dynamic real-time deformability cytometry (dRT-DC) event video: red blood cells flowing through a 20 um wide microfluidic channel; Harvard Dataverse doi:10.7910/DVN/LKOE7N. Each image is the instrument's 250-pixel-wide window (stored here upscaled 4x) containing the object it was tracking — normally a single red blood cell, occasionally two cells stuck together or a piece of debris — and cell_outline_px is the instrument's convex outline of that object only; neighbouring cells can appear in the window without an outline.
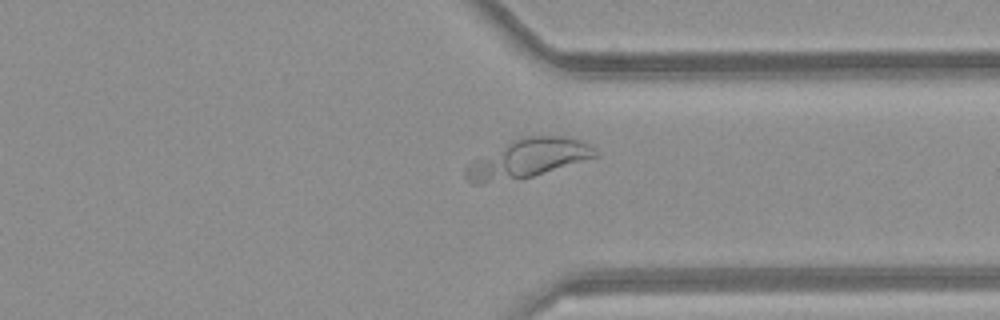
{"species": "common noctule bat (a hibernating species)", "species_latin": "Nyctalus noctula", "temperature_condition": "room temperature", "stored_images_in_passage": 41, "camera_frame_rate_fps": 3000, "um_per_image_px": 0.085, "animal": {"sex": "female", "body_mass_g": 21.9}, "frame": {"image": 1, "passage_image": 29, "time_ms": 9.333, "image_size_px": [1000, 320], "cell_outline_px": [[600, 156], [532, 176], [480, 184], [472, 184], [464, 176], [464, 168], [476, 160], [512, 140], [524, 136], [564, 136], [580, 140], [588, 144], [600, 152]], "centroid_in_image_um": [44.92, 13.47], "position_along_channel_um": 366.5, "area_um2": 28.73}}